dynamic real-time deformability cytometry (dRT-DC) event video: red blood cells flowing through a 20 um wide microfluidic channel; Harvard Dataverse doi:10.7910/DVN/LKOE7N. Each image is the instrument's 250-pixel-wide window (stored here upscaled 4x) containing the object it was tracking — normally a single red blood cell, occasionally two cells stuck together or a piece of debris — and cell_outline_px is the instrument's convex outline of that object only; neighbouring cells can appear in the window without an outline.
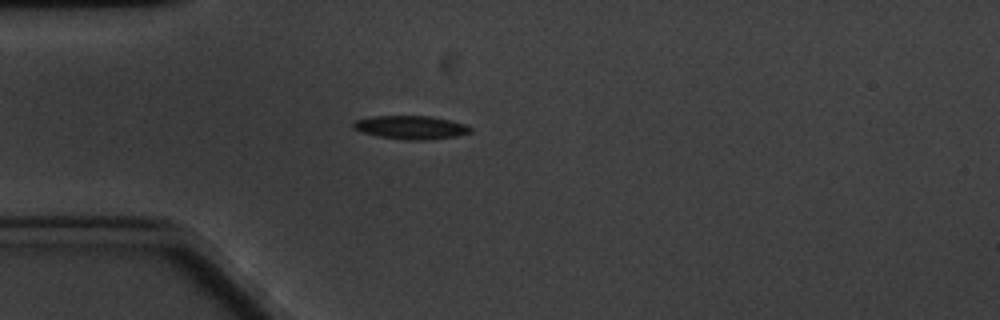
{"species": "common noctule bat (a hibernating species)", "species_latin": "Nyctalus noctula", "temperature_condition": "cold", "stored_images_in_passage": 51, "camera_frame_rate_fps": 3000, "um_per_image_px": 0.085, "animal": {"sex": "male", "body_mass_g": 20.1, "forearm_length_mm": 53.5}, "frame": {"image": 1, "passage_image": 6, "time_ms": 1.667, "image_size_px": [1000, 320], "cell_outline_px": [[472, 132], [456, 136], [424, 140], [408, 140], [380, 136], [364, 132], [352, 128], [352, 124], [356, 120], [372, 116], [432, 116], [452, 120], [468, 124], [472, 128]], "centroid_in_image_um": [34.99, 10.81], "position_along_channel_um": 50.0, "area_um2": 16.01}}
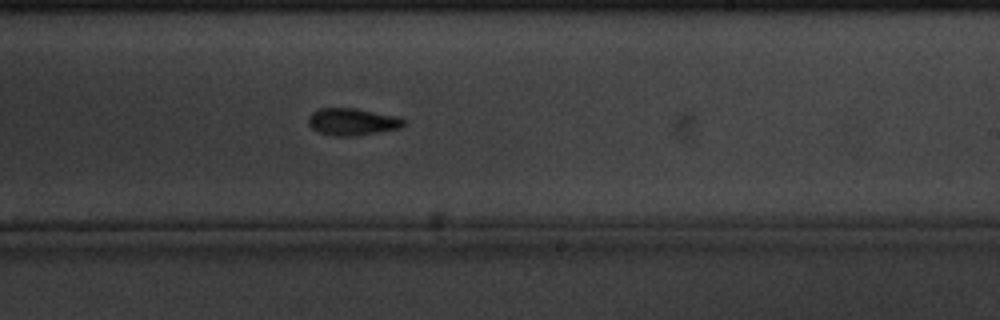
{"frame": {"image": 2, "passage_image": 26, "time_ms": 8.333, "image_size_px": [1000, 320], "cell_outline_px": [[404, 124], [400, 128], [356, 136], [332, 136], [320, 132], [312, 128], [308, 124], [308, 116], [312, 112], [320, 108], [356, 108], [396, 116], [404, 120]], "centroid_in_image_um": [29.91, 10.35], "position_along_channel_um": 259.1, "area_um2": 15.03}}
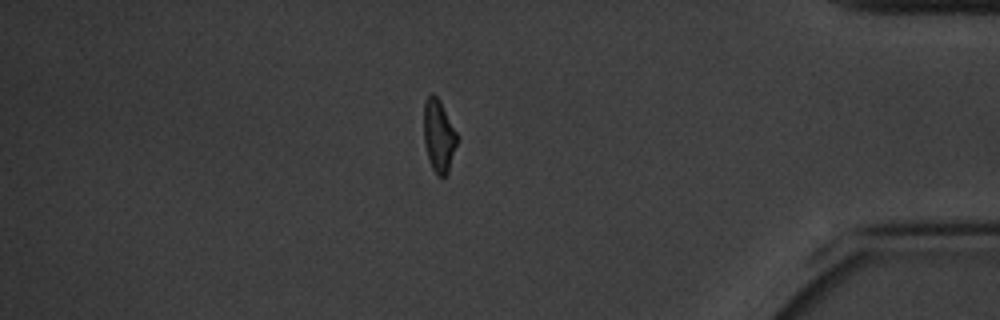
{"frame": {"image": 3, "passage_image": 42, "time_ms": 13.667, "image_size_px": [1000, 320], "cell_outline_px": [[456, 144], [448, 172], [444, 176], [440, 176], [432, 168], [428, 156], [424, 140], [424, 104], [428, 96], [432, 92], [440, 100], [456, 132]], "centroid_in_image_um": [37.28, 11.5], "position_along_channel_um": 397.9, "area_um2": 13.58}, "authors_computed_cell_mechanics": {"area_um2": 15.2014, "velocity_mm_per_s": 3.269, "shape_relaxation_time_tau1_ms": 3.4454, "shape_relaxation_time_tau2_ms": 9.2146, "deformation_change_tau1": 0.1488, "deformation_change_tau2": 0.1576}}